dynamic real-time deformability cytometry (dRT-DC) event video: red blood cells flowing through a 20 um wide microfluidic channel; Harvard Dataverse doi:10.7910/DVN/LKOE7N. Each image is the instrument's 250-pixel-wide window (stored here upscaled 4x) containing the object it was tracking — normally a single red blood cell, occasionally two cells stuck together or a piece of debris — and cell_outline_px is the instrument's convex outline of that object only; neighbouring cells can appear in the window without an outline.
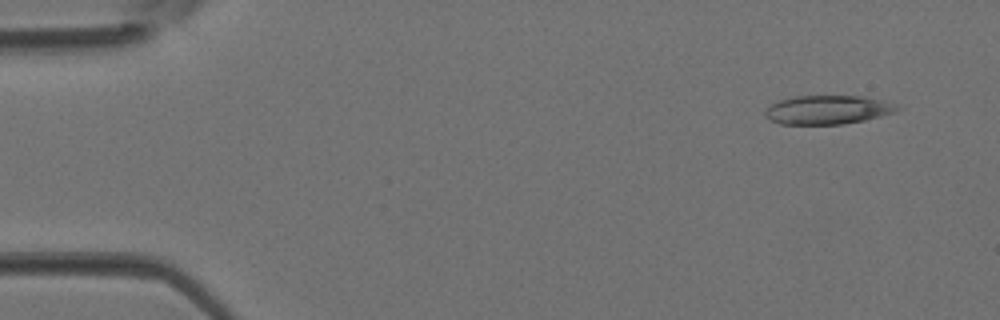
{"species": "Egyptian fruit bat (a non-hibernating species)", "species_latin": "Rousettus aegyptiacus", "temperature_condition": "room temperature", "stored_images_in_passage": 3, "camera_frame_rate_fps": 3000, "um_per_image_px": 0.085, "animal": {"sex": "female"}, "frame": {"image": 1, "passage_image": 1, "time_ms": 0.0, "image_size_px": [1000, 320], "cell_outline_px": [[900, 108], [892, 112], [880, 116], [864, 120], [844, 124], [780, 124], [768, 120], [764, 116], [764, 108], [780, 100], [796, 96], [860, 96], [884, 100], [896, 104]], "centroid_in_image_um": [70.3, 9.33], "position_along_channel_um": 14.7, "area_um2": 22.2}}